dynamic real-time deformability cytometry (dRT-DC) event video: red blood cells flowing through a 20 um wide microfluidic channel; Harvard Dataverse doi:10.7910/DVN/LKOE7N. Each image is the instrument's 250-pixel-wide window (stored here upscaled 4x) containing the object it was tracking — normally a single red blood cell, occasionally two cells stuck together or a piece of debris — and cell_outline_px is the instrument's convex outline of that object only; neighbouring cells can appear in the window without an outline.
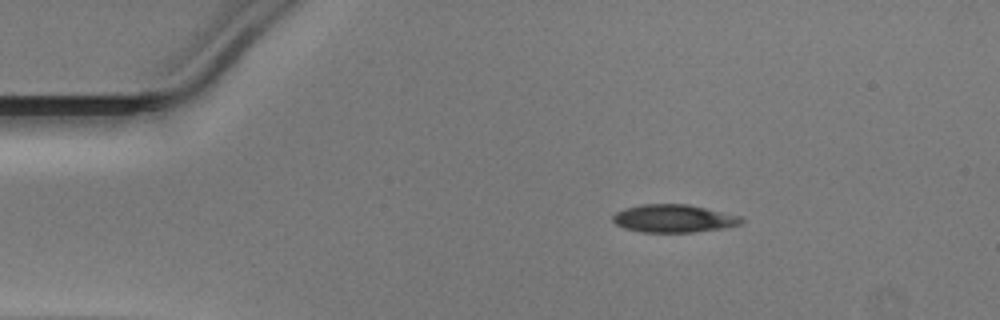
{"species": "Egyptian fruit bat (a non-hibernating species)", "species_latin": "Rousettus aegyptiacus", "temperature_condition": "warm", "stored_images_in_passage": 6, "camera_frame_rate_fps": 3000, "um_per_image_px": 0.085, "animal": {"sex": "male"}, "frame": {"image": 1, "passage_image": 1, "time_ms": 0.0, "image_size_px": [1000, 320], "cell_outline_px": [[744, 220], [740, 224], [720, 228], [692, 232], [640, 232], [624, 228], [616, 224], [612, 220], [612, 216], [616, 212], [624, 208], [640, 204], [688, 204], [744, 216]], "centroid_in_image_um": [57.25, 18.56], "position_along_channel_um": 27.7, "area_um2": 20.98}}